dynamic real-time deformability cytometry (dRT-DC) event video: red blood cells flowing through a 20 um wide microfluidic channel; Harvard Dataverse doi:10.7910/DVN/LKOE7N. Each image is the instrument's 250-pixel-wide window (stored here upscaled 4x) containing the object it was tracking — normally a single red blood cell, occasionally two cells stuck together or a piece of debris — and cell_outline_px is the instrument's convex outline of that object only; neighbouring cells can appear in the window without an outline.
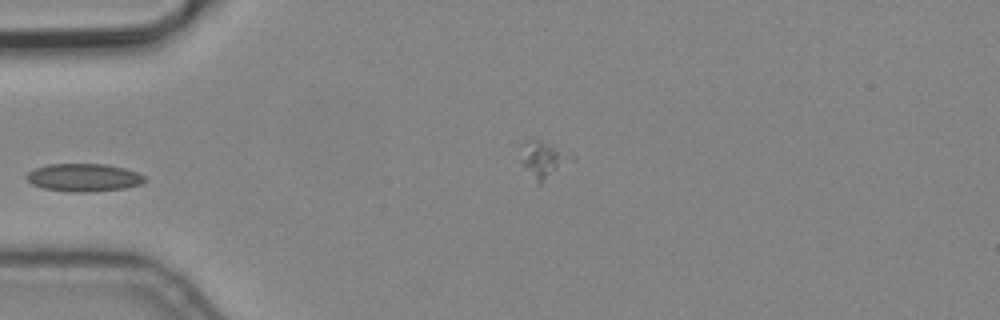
{"species": "common noctule bat (a hibernating species)", "species_latin": "Nyctalus noctula", "temperature_condition": "cold", "stored_images_in_passage": 5, "camera_frame_rate_fps": 3000, "um_per_image_px": 0.085, "animal": {"sex": "male", "body_mass_g": 19.2, "forearm_length_mm": 51.8}, "frame": {"image": 1, "passage_image": 3, "time_ms": 0.667, "image_size_px": [1000, 320], "cell_outline_px": [[144, 180], [140, 184], [124, 188], [88, 192], [68, 192], [44, 188], [32, 184], [24, 176], [28, 172], [36, 168], [48, 164], [104, 164], [124, 168], [136, 172], [144, 176]], "centroid_in_image_um": [7.07, 15.09], "position_along_channel_um": 77.9, "area_um2": 19.02}}